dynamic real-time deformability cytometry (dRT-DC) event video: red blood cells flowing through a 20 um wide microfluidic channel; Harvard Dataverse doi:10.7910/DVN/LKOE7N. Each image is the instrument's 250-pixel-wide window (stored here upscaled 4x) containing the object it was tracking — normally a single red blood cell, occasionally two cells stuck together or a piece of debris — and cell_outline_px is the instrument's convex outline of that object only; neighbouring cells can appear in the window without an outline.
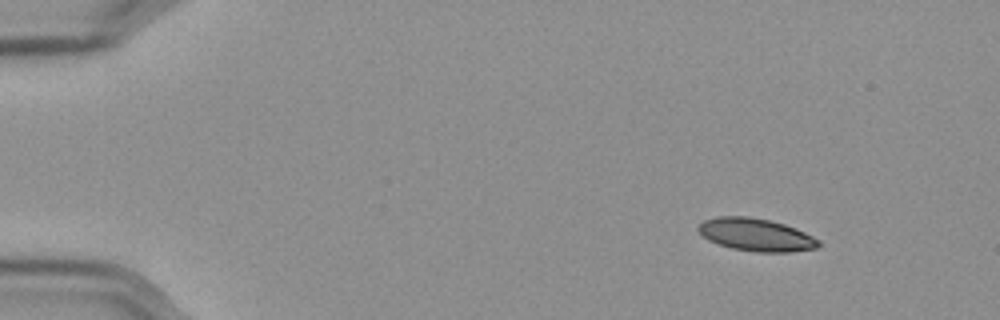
{"species": "Egyptian fruit bat (a non-hibernating species)", "species_latin": "Rousettus aegyptiacus", "temperature_condition": "cold", "stored_images_in_passage": 47, "camera_frame_rate_fps": 3000, "um_per_image_px": 0.085, "frame": {"image": 1, "passage_image": 1, "time_ms": 0.0, "image_size_px": [1000, 320], "cell_outline_px": [[820, 244], [816, 248], [788, 252], [756, 252], [732, 248], [708, 240], [696, 228], [704, 220], [716, 216], [748, 216], [768, 220], [784, 224], [796, 228], [820, 240]], "centroid_in_image_um": [64.26, 19.95], "position_along_channel_um": 20.7, "area_um2": 22.77}}
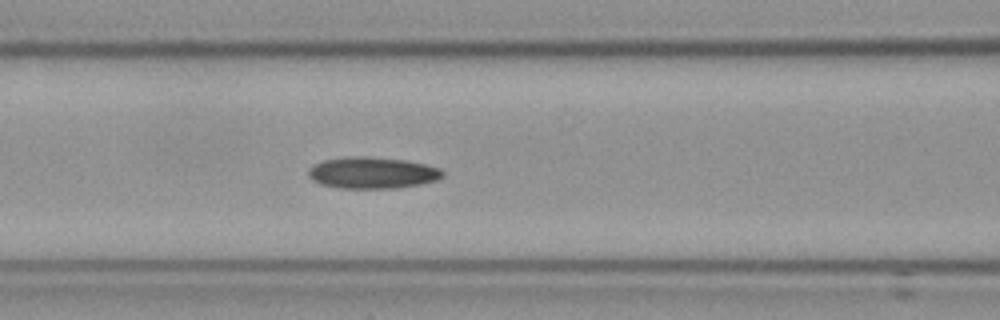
{"frame": {"image": 2, "passage_image": 19, "time_ms": 6.0, "image_size_px": [1000, 320], "cell_outline_px": [[444, 176], [440, 180], [420, 184], [396, 188], [340, 188], [320, 184], [312, 180], [308, 176], [308, 168], [312, 164], [324, 160], [352, 156], [404, 160], [424, 164], [440, 168], [444, 172]], "centroid_in_image_um": [31.64, 14.7], "position_along_channel_um": 135.0, "area_um2": 24.62}}
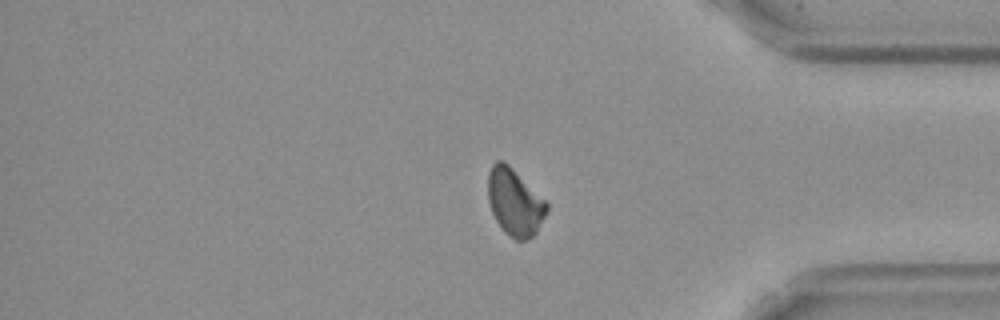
{"frame": {"image": 3, "passage_image": 42, "time_ms": 13.667, "image_size_px": [1000, 320], "cell_outline_px": [[548, 212], [536, 232], [528, 240], [516, 240], [504, 232], [496, 220], [492, 212], [488, 200], [488, 172], [492, 164], [496, 160], [504, 160], [548, 204]], "centroid_in_image_um": [43.73, 17.19], "position_along_channel_um": 391.5, "area_um2": 22.77}}